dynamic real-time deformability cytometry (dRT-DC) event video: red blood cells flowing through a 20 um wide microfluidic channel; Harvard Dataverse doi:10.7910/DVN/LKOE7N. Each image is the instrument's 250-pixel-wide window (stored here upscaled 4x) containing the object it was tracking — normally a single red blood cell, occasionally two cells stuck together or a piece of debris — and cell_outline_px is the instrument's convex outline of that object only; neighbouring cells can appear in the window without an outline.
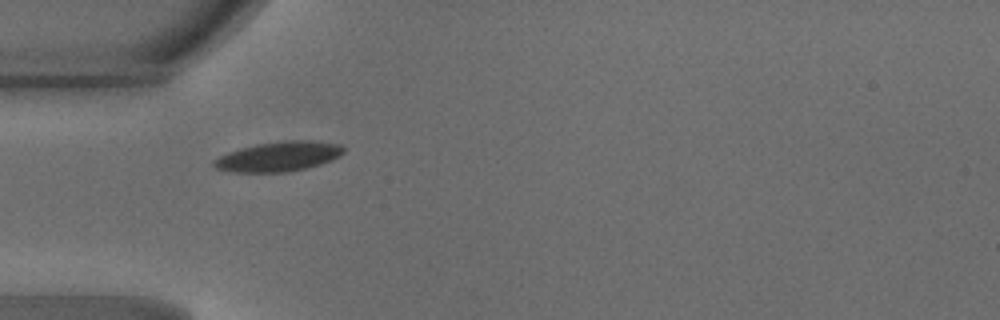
{"species": "common noctule bat (a hibernating species)", "species_latin": "Nyctalus noctula", "temperature_condition": "warm", "stored_images_in_passage": 31, "camera_frame_rate_fps": 3000, "um_per_image_px": 0.085, "animal": {"sex": "male", "body_mass_g": 18.8}, "frame": {"image": 1, "passage_image": 1, "time_ms": 0.0, "image_size_px": [1000, 320], "cell_outline_px": [[344, 152], [340, 156], [332, 160], [320, 164], [288, 172], [232, 172], [216, 168], [212, 164], [212, 160], [228, 152], [240, 148], [256, 144], [288, 140], [312, 140], [340, 144], [344, 148]], "centroid_in_image_um": [23.68, 13.3], "position_along_channel_um": 61.3, "area_um2": 22.54}}
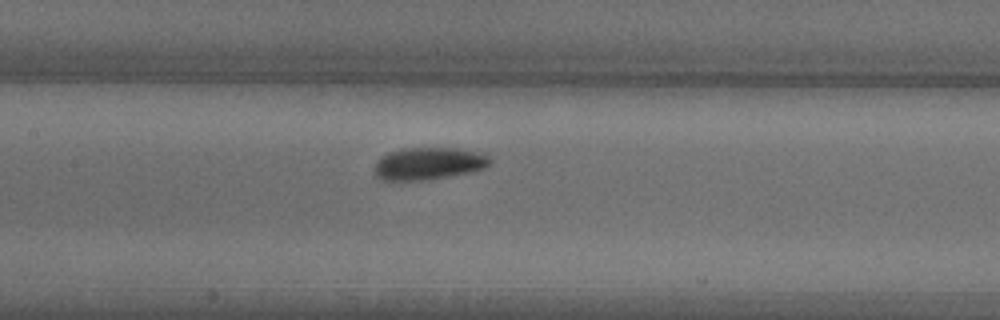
{"frame": {"image": 2, "passage_image": 9, "time_ms": 2.667, "image_size_px": [1000, 320], "cell_outline_px": [[492, 164], [484, 168], [472, 172], [432, 180], [380, 180], [376, 176], [376, 164], [380, 156], [388, 152], [404, 148], [460, 148], [488, 152], [492, 160]], "centroid_in_image_um": [36.54, 13.89], "position_along_channel_um": 170.9, "area_um2": 22.37}}
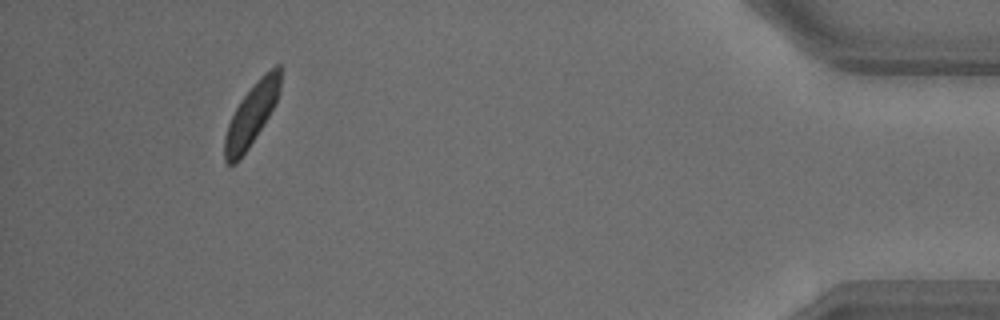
{"frame": {"image": 3, "passage_image": 31, "time_ms": 10.0, "image_size_px": [1000, 320], "cell_outline_px": [[280, 92], [276, 104], [248, 148], [240, 160], [236, 164], [228, 164], [224, 160], [224, 136], [228, 124], [240, 100], [256, 80], [264, 72], [276, 64], [280, 64]], "centroid_in_image_um": [21.38, 9.73], "position_along_channel_um": 413.8, "area_um2": 20.06}, "authors_computed_cell_mechanics": {"area_um2": 20.9814, "velocity_mm_per_s": 4.1713, "shape_relaxation_time_tau1_ms": 3.0016, "shape_relaxation_time_tau2_ms": null, "deformation_change_tau1": 0.1175, "deformation_change_tau2": null}}